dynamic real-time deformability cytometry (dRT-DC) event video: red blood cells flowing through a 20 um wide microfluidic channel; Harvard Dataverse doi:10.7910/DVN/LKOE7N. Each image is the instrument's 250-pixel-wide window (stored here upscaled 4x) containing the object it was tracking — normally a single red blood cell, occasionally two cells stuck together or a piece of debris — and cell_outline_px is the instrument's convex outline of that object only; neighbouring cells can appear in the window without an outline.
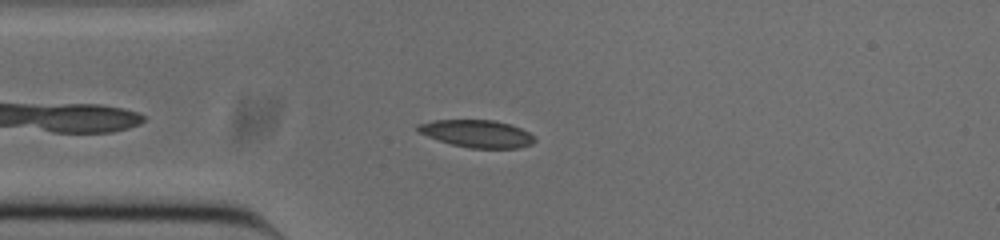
{"species": "common noctule bat (a hibernating species)", "species_latin": "Nyctalus noctula", "temperature_condition": "cold", "stored_images_in_passage": 45, "camera_frame_rate_fps": 3000, "um_per_image_px": 0.085, "animal": {"sex": "male", "body_mass_g": 20.0, "forearm_length_mm": 53.3}, "frame": {"image": 1, "passage_image": 5, "time_ms": 1.333, "image_size_px": [1000, 240], "cell_outline_px": [[536, 140], [532, 144], [520, 148], [468, 148], [452, 144], [416, 132], [416, 124], [432, 120], [492, 120], [508, 124], [520, 128], [528, 132]], "centroid_in_image_um": [40.51, 11.36], "position_along_channel_um": 44.5, "area_um2": 18.61}}
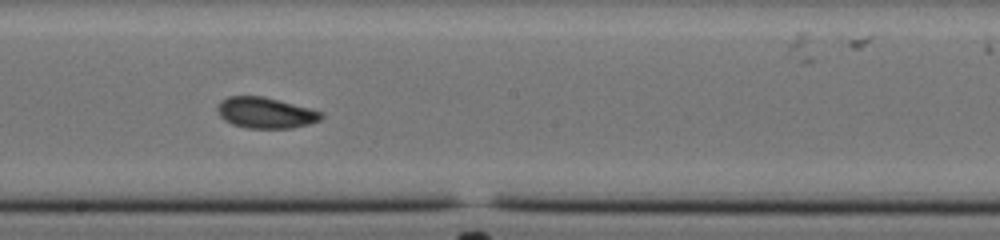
{"frame": {"image": 2, "passage_image": 20, "time_ms": 6.333, "image_size_px": [1000, 240], "cell_outline_px": [[324, 116], [320, 120], [308, 124], [292, 128], [248, 128], [232, 124], [224, 120], [220, 116], [216, 108], [220, 100], [228, 96], [264, 96], [324, 112]], "centroid_in_image_um": [22.56, 9.58], "position_along_channel_um": 225.6, "area_um2": 18.79}}
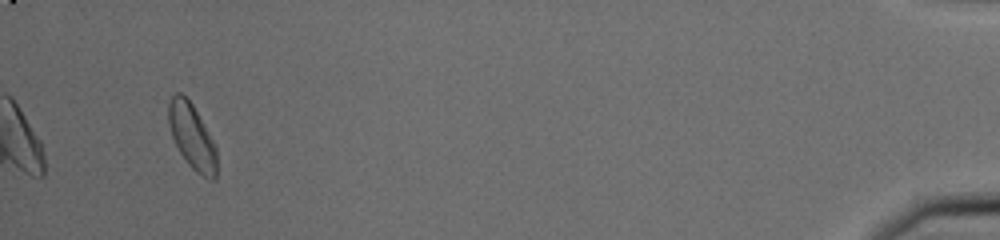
{"frame": {"image": 3, "passage_image": 42, "time_ms": 13.667, "image_size_px": [1000, 240], "cell_outline_px": [[216, 180], [208, 180], [196, 172], [188, 164], [180, 152], [172, 136], [168, 124], [168, 104], [172, 96], [176, 92], [180, 92], [192, 104], [212, 140], [216, 148]], "centroid_in_image_um": [16.31, 11.63], "position_along_channel_um": 418.9, "area_um2": 18.03}, "authors_computed_cell_mechanics": {"area_um2": 18.3804, "velocity_mm_per_s": 3.8391, "shape_relaxation_time_tau1_ms": 8.8375, "shape_relaxation_time_tau2_ms": 3.2744, "deformation_change_tau1": 0.1696, "deformation_change_tau2": 0.0825}}